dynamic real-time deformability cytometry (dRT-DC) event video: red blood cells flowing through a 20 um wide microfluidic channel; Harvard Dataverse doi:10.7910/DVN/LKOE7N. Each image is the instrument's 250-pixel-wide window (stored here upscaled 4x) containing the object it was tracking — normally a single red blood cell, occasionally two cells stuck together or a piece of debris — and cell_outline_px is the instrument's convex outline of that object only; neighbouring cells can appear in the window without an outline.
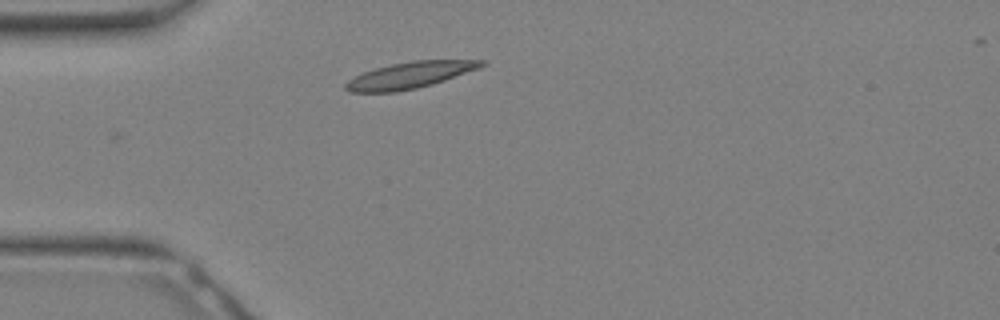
{"species": "Egyptian fruit bat (a non-hibernating species)", "species_latin": "Rousettus aegyptiacus", "temperature_condition": "warm", "stored_images_in_passage": 4, "camera_frame_rate_fps": 3000, "um_per_image_px": 0.085, "animal": {"sex": "female"}, "frame": {"image": 1, "passage_image": 1, "time_ms": 0.0, "image_size_px": [1000, 320], "cell_outline_px": [[488, 64], [480, 68], [432, 84], [416, 88], [396, 92], [348, 92], [344, 88], [344, 84], [348, 80], [364, 72], [376, 68], [392, 64], [412, 60], [488, 60]], "centroid_in_image_um": [34.86, 6.38], "position_along_channel_um": 50.1, "area_um2": 20.87}}
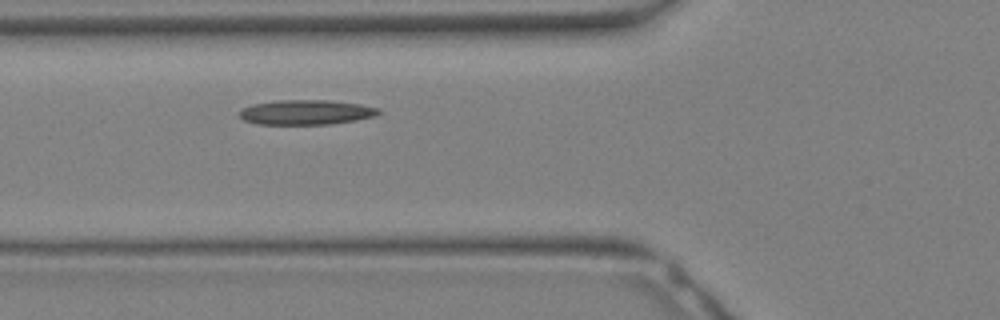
{"frame": {"image": 2, "passage_image": 4, "time_ms": 1.0, "image_size_px": [1000, 320], "cell_outline_px": [[384, 112], [376, 116], [356, 120], [332, 124], [256, 124], [244, 120], [240, 116], [240, 108], [252, 104], [280, 100], [328, 100], [360, 104], [380, 108]], "centroid_in_image_um": [26.06, 9.54], "position_along_channel_um": 99.7, "area_um2": 20.29}}